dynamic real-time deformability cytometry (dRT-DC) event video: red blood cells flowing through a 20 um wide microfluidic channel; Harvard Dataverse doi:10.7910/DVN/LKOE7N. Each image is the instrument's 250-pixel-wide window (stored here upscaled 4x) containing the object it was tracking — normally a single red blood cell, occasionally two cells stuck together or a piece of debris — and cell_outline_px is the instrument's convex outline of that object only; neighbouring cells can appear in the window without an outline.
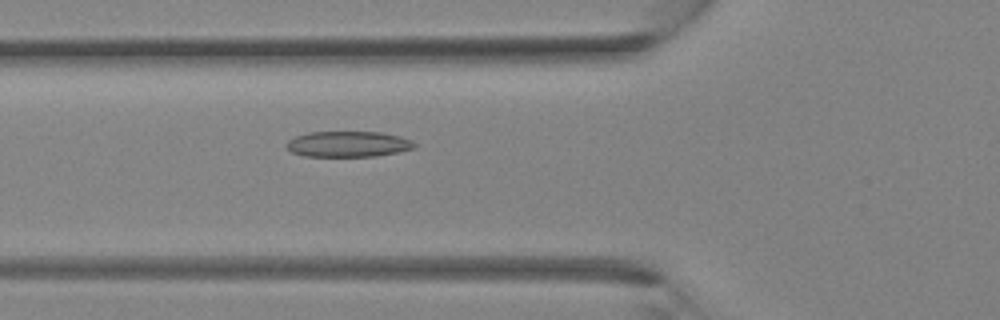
{"species": "Egyptian fruit bat (a non-hibernating species)", "species_latin": "Rousettus aegyptiacus", "temperature_condition": "room temperature", "stored_images_in_passage": 28, "camera_frame_rate_fps": 3000, "um_per_image_px": 0.085, "animal": {"sex": "female"}, "frame": {"image": 1, "passage_image": 4, "time_ms": 1.0, "image_size_px": [1000, 320], "cell_outline_px": [[416, 148], [400, 152], [376, 156], [304, 156], [292, 152], [284, 144], [288, 140], [296, 136], [308, 132], [380, 132], [400, 136], [412, 140], [416, 144]], "centroid_in_image_um": [29.62, 12.25], "position_along_channel_um": 96.2, "area_um2": 19.31}}
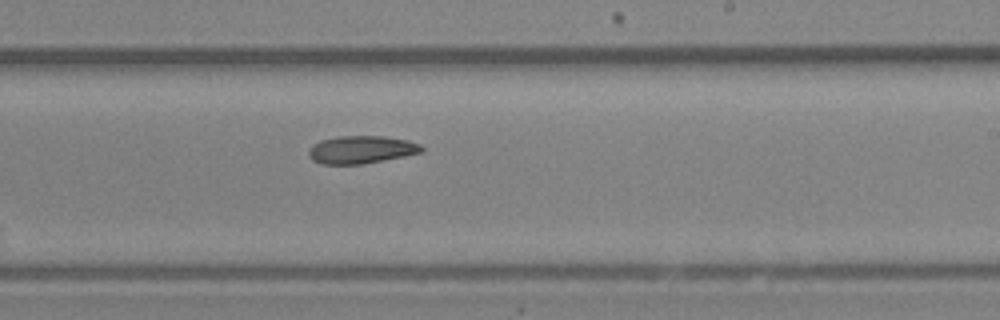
{"frame": {"image": 2, "passage_image": 13, "time_ms": 4.0, "image_size_px": [1000, 320], "cell_outline_px": [[424, 152], [364, 164], [320, 164], [312, 160], [308, 156], [308, 148], [312, 144], [320, 140], [336, 136], [384, 136], [408, 140], [420, 144], [424, 148]], "centroid_in_image_um": [30.68, 12.72], "position_along_channel_um": 258.3, "area_um2": 18.55}}
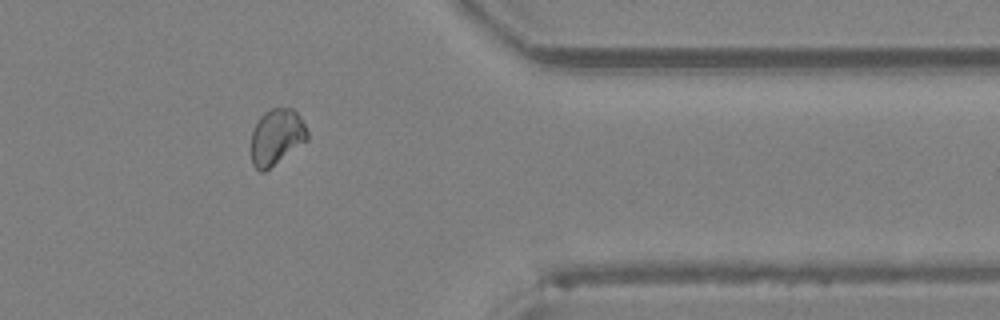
{"frame": {"image": 3, "passage_image": 21, "time_ms": 6.667, "image_size_px": [1000, 320], "cell_outline_px": [[308, 140], [264, 172], [260, 172], [252, 164], [252, 132], [260, 116], [264, 112], [272, 108], [292, 108], [300, 116], [308, 132]], "centroid_in_image_um": [23.51, 11.63], "position_along_channel_um": 387.9, "area_um2": 18.21}}